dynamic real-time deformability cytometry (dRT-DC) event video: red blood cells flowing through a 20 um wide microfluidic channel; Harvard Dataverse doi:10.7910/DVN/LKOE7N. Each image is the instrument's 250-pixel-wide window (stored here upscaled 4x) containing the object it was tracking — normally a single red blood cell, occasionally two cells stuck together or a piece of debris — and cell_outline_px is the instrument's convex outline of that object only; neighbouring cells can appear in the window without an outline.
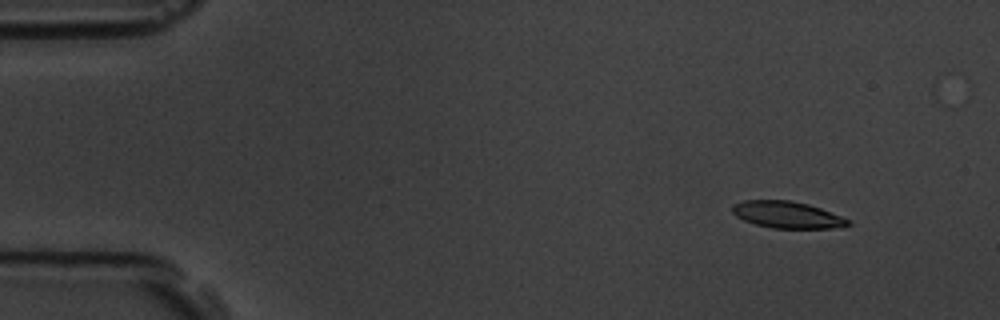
{"species": "common noctule bat (a hibernating species)", "species_latin": "Nyctalus noctula", "temperature_condition": "room temperature", "stored_images_in_passage": 5, "camera_frame_rate_fps": 3000, "um_per_image_px": 0.085, "animal": {"sex": "male", "body_mass_g": 19.5, "forearm_length_mm": 54.6}, "frame": {"image": 1, "passage_image": 2, "time_ms": 1.0, "image_size_px": [1000, 320], "cell_outline_px": [[852, 224], [832, 228], [772, 228], [756, 224], [744, 220], [736, 216], [732, 212], [732, 204], [744, 200], [788, 200], [808, 204], [820, 208], [852, 220]], "centroid_in_image_um": [66.91, 18.25], "position_along_channel_um": 18.1, "area_um2": 18.03}}
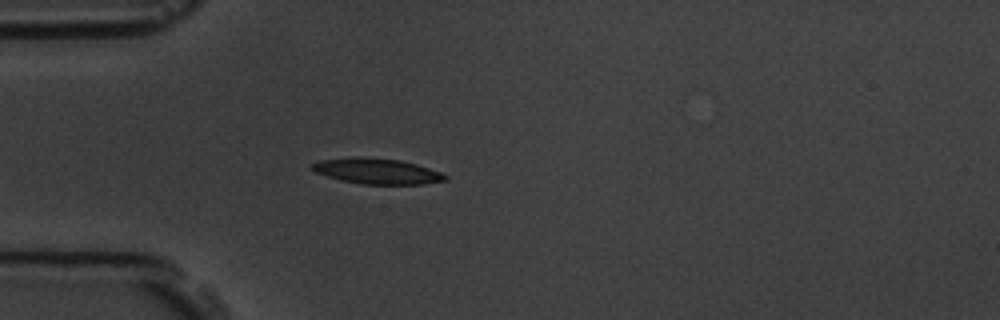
{"frame": {"image": 2, "passage_image": 5, "time_ms": 4.333, "image_size_px": [1000, 320], "cell_outline_px": [[448, 180], [424, 184], [364, 184], [340, 180], [316, 172], [308, 168], [312, 164], [320, 160], [400, 160], [416, 164], [440, 172], [448, 176]], "centroid_in_image_um": [32.13, 14.61], "position_along_channel_um": 52.9, "area_um2": 18.67}}